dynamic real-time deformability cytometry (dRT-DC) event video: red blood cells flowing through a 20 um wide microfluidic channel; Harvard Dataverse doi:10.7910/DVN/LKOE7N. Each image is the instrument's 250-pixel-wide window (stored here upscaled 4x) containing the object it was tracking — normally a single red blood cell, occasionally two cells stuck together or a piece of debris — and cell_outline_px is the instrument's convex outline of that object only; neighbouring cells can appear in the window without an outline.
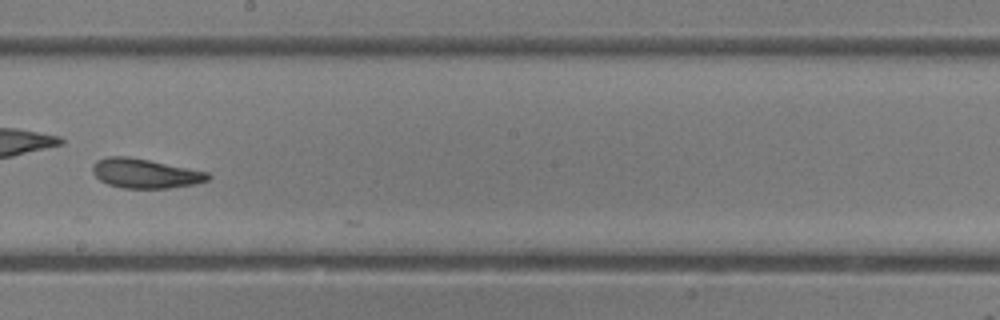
{"species": "common noctule bat (a hibernating species)", "species_latin": "Nyctalus noctula", "temperature_condition": "room temperature", "stored_images_in_passage": 47, "camera_frame_rate_fps": 3000, "um_per_image_px": 0.085, "animal": {"sex": "female"}, "frame": {"image": 1, "passage_image": 27, "time_ms": 8.667, "image_size_px": [1000, 320], "cell_outline_px": [[212, 176], [208, 180], [196, 184], [168, 188], [120, 188], [108, 184], [100, 180], [92, 172], [92, 164], [96, 160], [108, 156], [128, 156], [208, 172]], "centroid_in_image_um": [12.32, 14.74], "position_along_channel_um": 235.9, "area_um2": 19.83}, "authors_computed_cell_mechanics": {"area_um2": 20.808, "velocity_mm_per_s": 4.4161, "shape_relaxation_time_tau1_ms": 3.0674, "shape_relaxation_time_tau2_ms": 1.7108, "deformation_change_tau1": 0.1131, "deformation_change_tau2": 0.087}}